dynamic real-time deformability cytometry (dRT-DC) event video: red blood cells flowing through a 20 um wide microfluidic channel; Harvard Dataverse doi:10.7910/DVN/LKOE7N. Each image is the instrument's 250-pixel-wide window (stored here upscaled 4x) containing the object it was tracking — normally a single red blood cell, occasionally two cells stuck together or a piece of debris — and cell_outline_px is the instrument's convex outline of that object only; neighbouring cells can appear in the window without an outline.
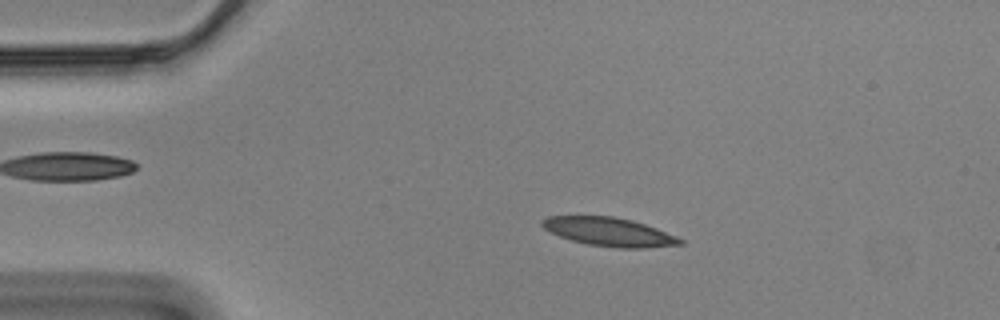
{"species": "Egyptian fruit bat (a non-hibernating species)", "species_latin": "Rousettus aegyptiacus", "temperature_condition": "cold", "stored_images_in_passage": 56, "camera_frame_rate_fps": 3000, "um_per_image_px": 0.085, "animal": {"sex": "male"}, "frame": {"image": 1, "passage_image": 10, "time_ms": 3.0, "image_size_px": [1000, 320], "cell_outline_px": [[684, 244], [644, 248], [620, 248], [588, 244], [572, 240], [560, 236], [544, 228], [540, 224], [540, 220], [548, 216], [612, 216], [632, 220], [656, 228], [676, 236], [684, 240]], "centroid_in_image_um": [51.78, 19.7], "position_along_channel_um": 33.2, "area_um2": 22.83}}
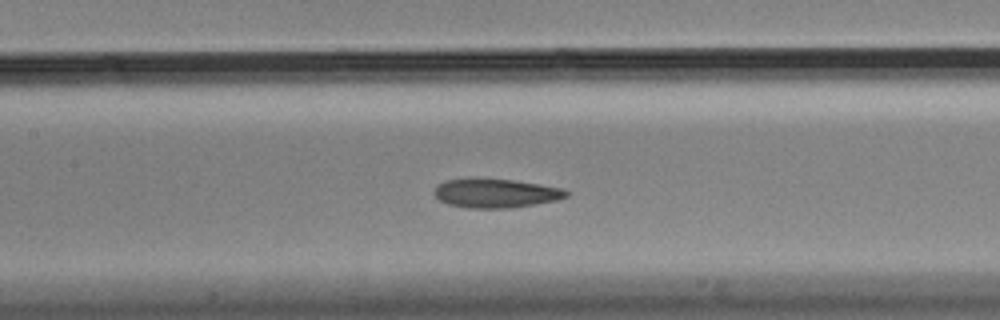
{"frame": {"image": 2, "passage_image": 25, "time_ms": 8.0, "image_size_px": [1000, 320], "cell_outline_px": [[568, 196], [556, 200], [536, 204], [512, 208], [468, 208], [448, 204], [440, 200], [432, 192], [444, 180], [512, 180], [540, 184], [564, 188], [568, 192]], "centroid_in_image_um": [42.18, 16.45], "position_along_channel_um": 165.2, "area_um2": 21.85}}
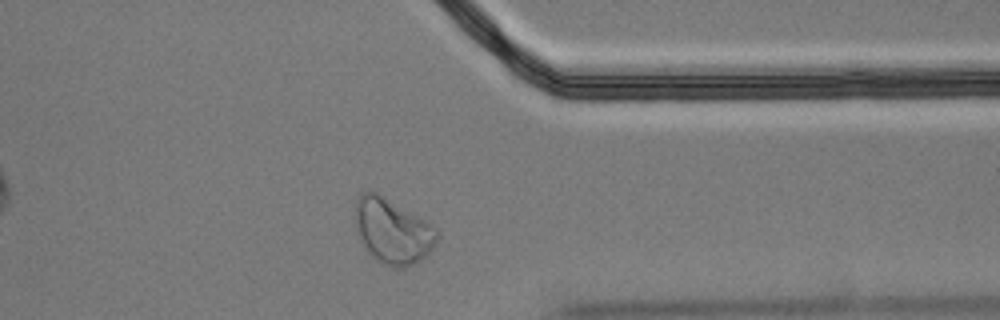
{"frame": {"image": 3, "passage_image": 44, "time_ms": 14.333, "image_size_px": [1000, 320], "cell_outline_px": [[436, 240], [432, 248], [420, 260], [404, 268], [392, 268], [384, 264], [372, 256], [364, 248], [356, 232], [352, 216], [356, 200], [364, 192], [376, 192], [432, 224], [436, 228]], "centroid_in_image_um": [33.29, 19.64], "position_along_channel_um": 378.1, "area_um2": 30.98}, "authors_computed_cell_mechanics": {"area_um2": 22.831, "velocity_mm_per_s": 3.4585, "shape_relaxation_time_tau1_ms": null, "shape_relaxation_time_tau2_ms": 2.7053, "deformation_change_tau1": null, "deformation_change_tau2": 0.0959}}